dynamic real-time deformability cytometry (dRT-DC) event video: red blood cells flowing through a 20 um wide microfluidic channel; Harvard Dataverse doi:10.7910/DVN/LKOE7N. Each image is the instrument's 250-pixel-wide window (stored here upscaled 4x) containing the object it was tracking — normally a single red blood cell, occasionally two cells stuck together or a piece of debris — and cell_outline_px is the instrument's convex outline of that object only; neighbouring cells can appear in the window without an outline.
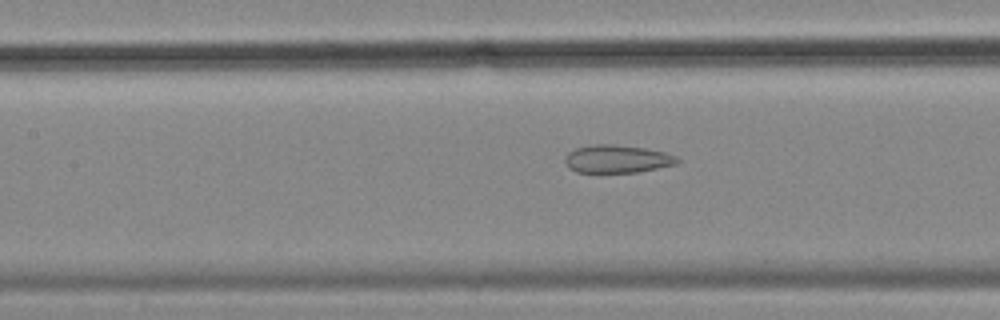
{"species": "common noctule bat (a hibernating species)", "species_latin": "Nyctalus noctula", "temperature_condition": "cold", "stored_images_in_passage": 56, "segment_of_instrument_passage": [2, 2], "camera_frame_rate_fps": 3000, "um_per_image_px": 0.085, "animal": {"sex": "female", "body_mass_g": 18.4}, "frame": {"image": 1, "passage_image": 25, "time_ms": 8.0, "image_size_px": [1000, 320], "cell_outline_px": [[680, 160], [676, 164], [636, 172], [576, 172], [568, 168], [564, 160], [564, 156], [568, 152], [576, 148], [592, 144], [612, 144], [644, 148], [664, 152], [676, 156]], "centroid_in_image_um": [52.4, 13.5], "position_along_channel_um": 155.0, "area_um2": 18.21}}
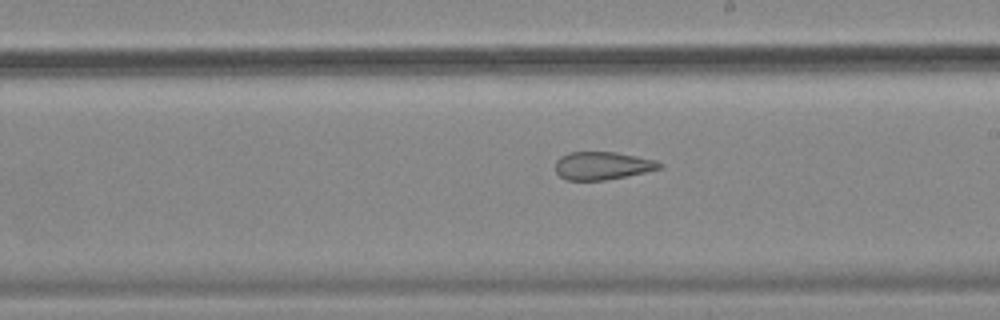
{"frame": {"image": 2, "passage_image": 32, "time_ms": 10.333, "image_size_px": [1000, 320], "cell_outline_px": [[664, 168], [604, 180], [564, 180], [556, 172], [556, 160], [560, 156], [568, 152], [616, 152], [656, 160], [664, 164]], "centroid_in_image_um": [51.21, 14.07], "position_along_channel_um": 237.8, "area_um2": 16.99}}
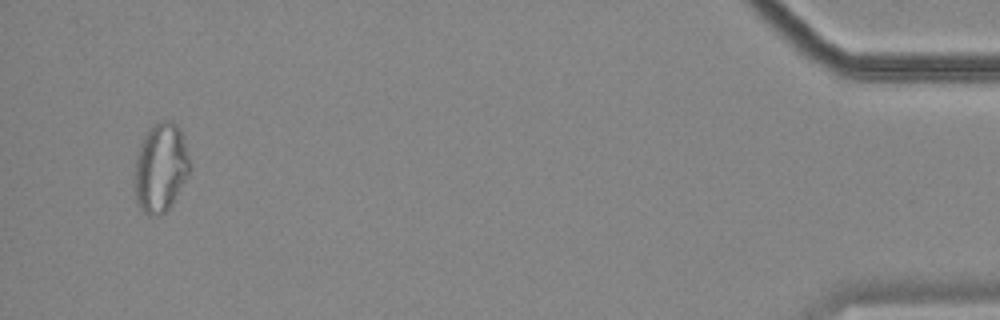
{"frame": {"image": 3, "passage_image": 54, "time_ms": 17.667, "image_size_px": [1000, 320], "cell_outline_px": [[192, 168], [188, 176], [172, 204], [160, 216], [148, 216], [136, 204], [132, 184], [132, 180], [136, 156], [140, 144], [148, 128], [160, 120], [172, 120], [180, 128]], "centroid_in_image_um": [13.62, 14.27], "position_along_channel_um": 421.6, "area_um2": 29.48}}